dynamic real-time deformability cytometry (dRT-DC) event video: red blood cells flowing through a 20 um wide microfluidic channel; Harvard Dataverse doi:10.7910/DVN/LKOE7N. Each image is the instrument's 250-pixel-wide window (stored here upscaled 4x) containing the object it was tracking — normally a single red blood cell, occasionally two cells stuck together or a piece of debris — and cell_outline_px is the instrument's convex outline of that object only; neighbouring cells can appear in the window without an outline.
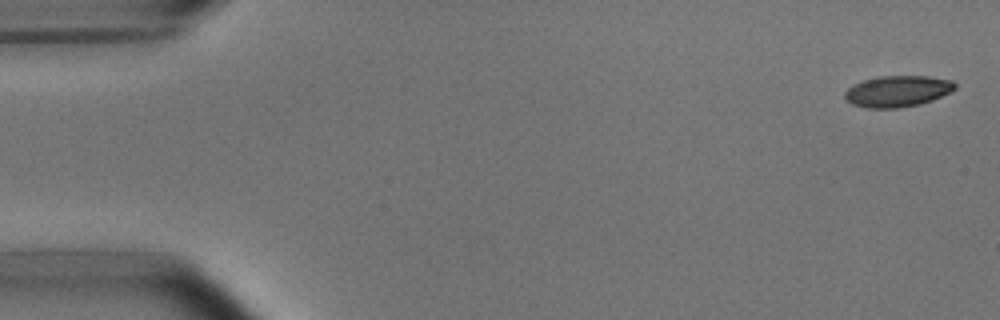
{"species": "common noctule bat (a hibernating species)", "species_latin": "Nyctalus noctula", "temperature_condition": "room temperature", "stored_images_in_passage": 4, "camera_frame_rate_fps": 3000, "um_per_image_px": 0.085, "animal": {"sex": "male", "body_mass_g": 15.6}, "frame": {"image": 1, "passage_image": 1, "time_ms": 0.0, "image_size_px": [1000, 320], "cell_outline_px": [[956, 88], [932, 100], [920, 104], [896, 108], [868, 108], [852, 104], [844, 96], [844, 92], [848, 88], [864, 80], [880, 76], [928, 76], [952, 80], [956, 84]], "centroid_in_image_um": [76.29, 7.75], "position_along_channel_um": 8.7, "area_um2": 19.83}}